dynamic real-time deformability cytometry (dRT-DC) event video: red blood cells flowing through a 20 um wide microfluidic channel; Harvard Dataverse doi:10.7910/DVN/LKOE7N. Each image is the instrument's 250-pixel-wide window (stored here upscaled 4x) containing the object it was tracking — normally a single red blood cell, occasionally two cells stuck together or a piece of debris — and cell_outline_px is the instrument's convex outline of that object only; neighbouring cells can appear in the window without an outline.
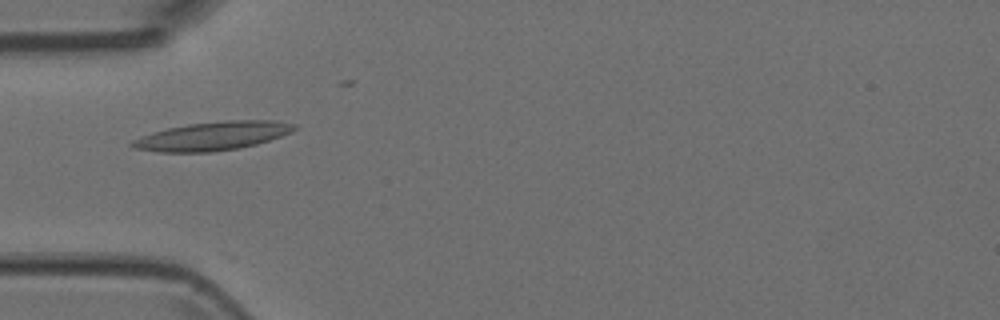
{"species": "Egyptian fruit bat (a non-hibernating species)", "species_latin": "Rousettus aegyptiacus", "temperature_condition": "room temperature", "stored_images_in_passage": 9, "camera_frame_rate_fps": 3000, "um_per_image_px": 0.085, "animal": {"sex": "female"}, "frame": {"image": 1, "passage_image": 3, "time_ms": 0.667, "image_size_px": [1000, 320], "cell_outline_px": [[296, 128], [292, 132], [256, 144], [236, 148], [212, 152], [160, 152], [136, 148], [128, 144], [132, 140], [140, 136], [152, 132], [168, 128], [188, 124], [224, 120], [272, 120], [296, 124]], "centroid_in_image_um": [18.06, 11.55], "position_along_channel_um": 66.9, "area_um2": 26.88}}
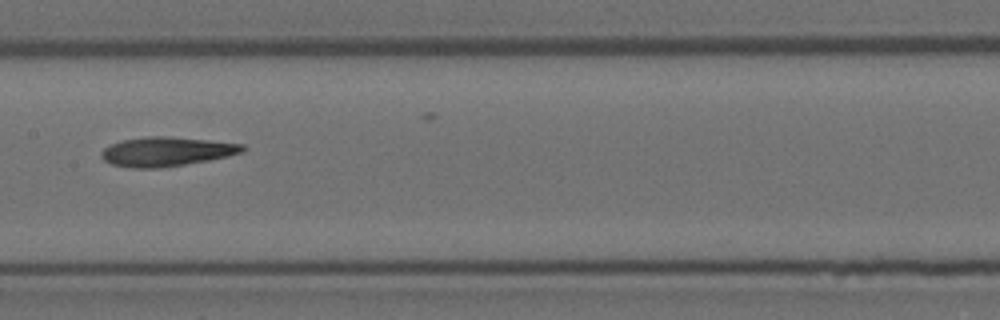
{"frame": {"image": 2, "passage_image": 6, "time_ms": 1.667, "image_size_px": [1000, 320], "cell_outline_px": [[248, 148], [240, 152], [208, 160], [184, 164], [156, 168], [132, 168], [112, 164], [104, 160], [100, 156], [100, 152], [108, 144], [120, 140], [144, 136], [172, 136], [244, 144]], "centroid_in_image_um": [14.08, 12.86], "position_along_channel_um": 193.3, "area_um2": 24.1}}
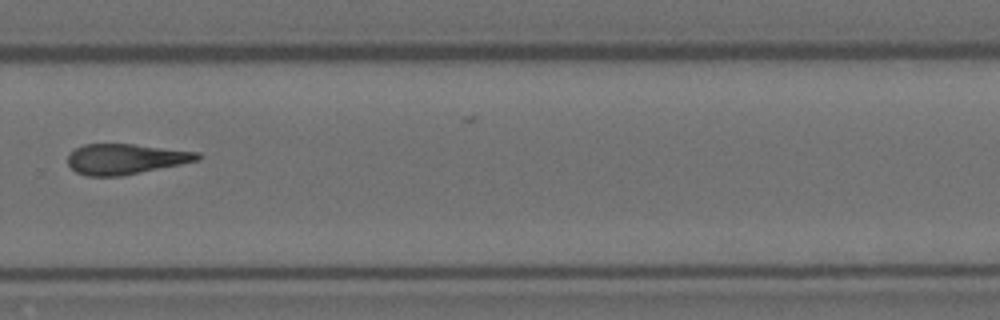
{"frame": {"image": 3, "passage_image": 9, "time_ms": 2.667, "image_size_px": [1000, 320], "cell_outline_px": [[200, 160], [120, 176], [84, 176], [76, 172], [68, 164], [68, 156], [76, 148], [84, 144], [132, 144], [200, 152]], "centroid_in_image_um": [10.66, 13.51], "position_along_channel_um": 319.1, "area_um2": 22.77}}